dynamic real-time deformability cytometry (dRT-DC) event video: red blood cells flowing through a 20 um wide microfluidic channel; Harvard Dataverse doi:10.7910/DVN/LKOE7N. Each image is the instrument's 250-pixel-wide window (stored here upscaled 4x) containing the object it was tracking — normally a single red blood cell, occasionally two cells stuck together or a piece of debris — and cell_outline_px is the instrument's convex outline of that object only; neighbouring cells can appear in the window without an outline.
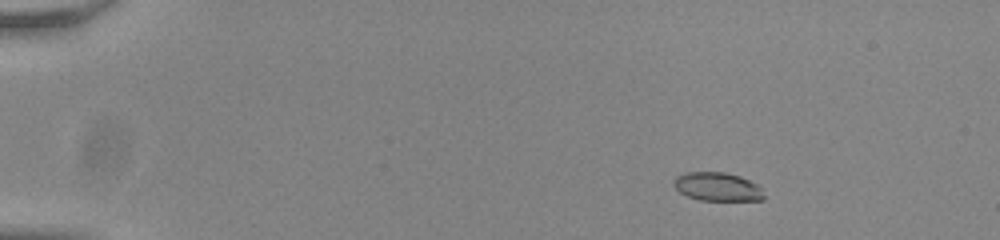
{"species": "common noctule bat (a hibernating species)", "species_latin": "Nyctalus noctula", "temperature_condition": "room temperature", "stored_images_in_passage": 54, "camera_frame_rate_fps": 3000, "um_per_image_px": 0.085, "animal": {"sex": "male", "body_mass_g": 20.0, "forearm_length_mm": 53.3}, "frame": {"image": 1, "passage_image": 7, "time_ms": 2.0, "image_size_px": [1000, 240], "cell_outline_px": [[768, 196], [764, 200], [700, 200], [688, 196], [680, 192], [672, 184], [676, 176], [684, 172], [724, 172], [740, 176], [756, 184]], "centroid_in_image_um": [61.0, 15.87], "position_along_channel_um": 24.0, "area_um2": 15.09}}
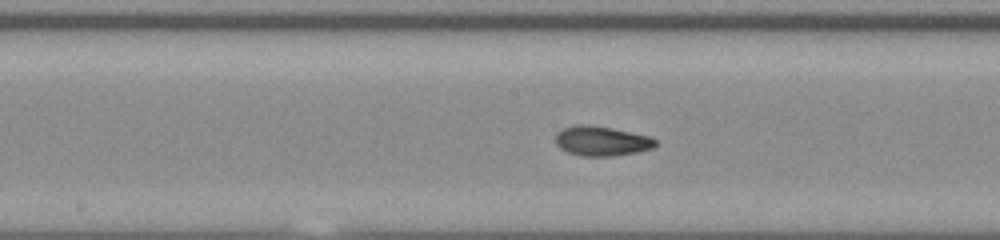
{"frame": {"image": 2, "passage_image": 29, "time_ms": 9.333, "image_size_px": [1000, 240], "cell_outline_px": [[656, 144], [652, 148], [636, 152], [612, 156], [580, 156], [568, 152], [560, 148], [556, 144], [556, 132], [564, 128], [576, 124], [588, 124], [612, 128], [648, 136], [656, 140]], "centroid_in_image_um": [51.09, 11.98], "position_along_channel_um": 197.1, "area_um2": 17.22}}
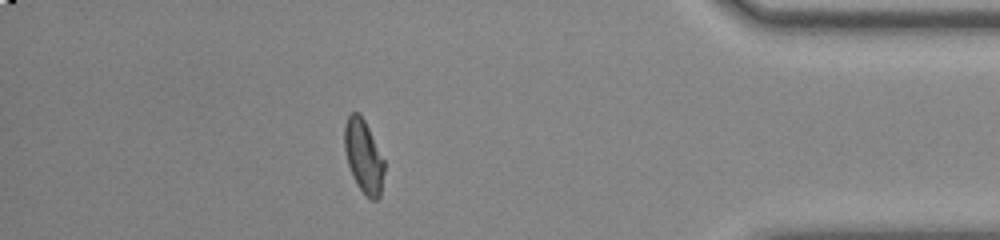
{"frame": {"image": 3, "passage_image": 48, "time_ms": 15.667, "image_size_px": [1000, 240], "cell_outline_px": [[384, 172], [380, 196], [376, 200], [372, 200], [360, 188], [352, 176], [348, 164], [344, 148], [344, 124], [348, 116], [352, 112], [360, 112], [384, 160]], "centroid_in_image_um": [30.89, 13.26], "position_along_channel_um": 404.3, "area_um2": 16.76}, "authors_computed_cell_mechanics": {"area_um2": 16.8198, "velocity_mm_per_s": 3.8047, "shape_relaxation_time_tau1_ms": 5.6183, "shape_relaxation_time_tau2_ms": 1.7472, "deformation_change_tau1": 0.1889, "deformation_change_tau2": 0.0684}}